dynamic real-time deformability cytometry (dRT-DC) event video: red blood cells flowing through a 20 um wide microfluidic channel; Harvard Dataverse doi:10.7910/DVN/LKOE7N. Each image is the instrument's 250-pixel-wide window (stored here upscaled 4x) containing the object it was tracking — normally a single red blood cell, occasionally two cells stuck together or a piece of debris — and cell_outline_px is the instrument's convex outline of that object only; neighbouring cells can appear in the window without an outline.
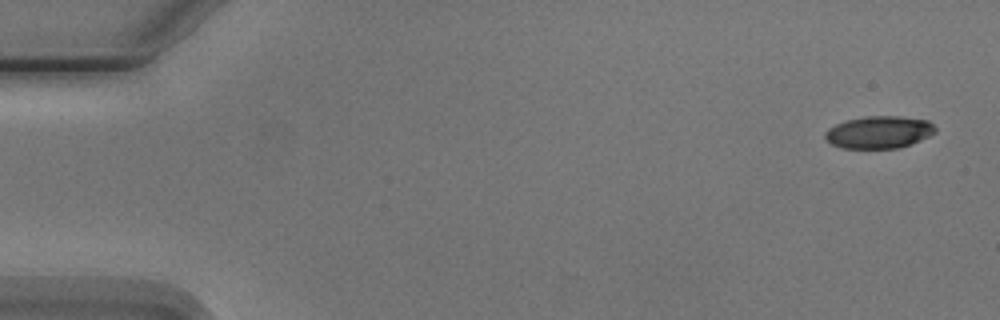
{"species": "Egyptian fruit bat (a non-hibernating species)", "species_latin": "Rousettus aegyptiacus", "temperature_condition": "cold", "stored_images_in_passage": 4, "camera_frame_rate_fps": 3000, "um_per_image_px": 0.085, "animal": {"sex": "male"}, "frame": {"image": 1, "passage_image": 1, "time_ms": 0.0, "image_size_px": [1000, 320], "cell_outline_px": [[936, 132], [912, 144], [900, 148], [840, 148], [832, 144], [824, 136], [824, 132], [828, 128], [836, 124], [848, 120], [864, 116], [900, 116], [928, 120], [936, 128]], "centroid_in_image_um": [74.72, 11.24], "position_along_channel_um": 10.3, "area_um2": 20.81}}